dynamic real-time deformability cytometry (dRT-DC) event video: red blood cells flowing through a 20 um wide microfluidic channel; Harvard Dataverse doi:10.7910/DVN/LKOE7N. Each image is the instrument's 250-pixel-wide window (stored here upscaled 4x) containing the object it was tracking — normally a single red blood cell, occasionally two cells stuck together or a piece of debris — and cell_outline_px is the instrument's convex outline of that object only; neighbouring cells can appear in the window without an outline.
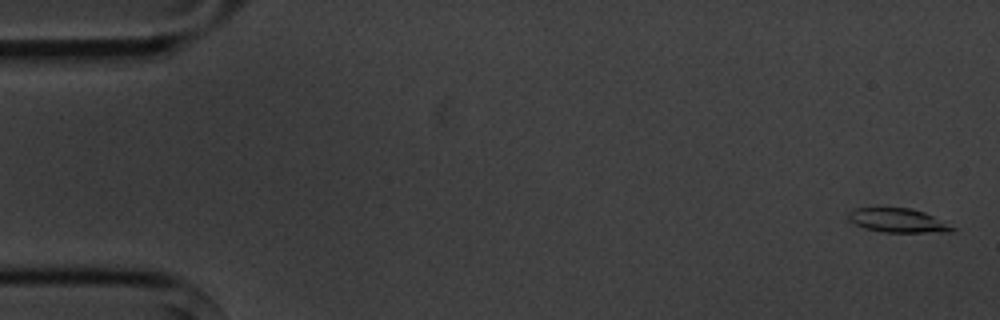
{"species": "common noctule bat (a hibernating species)", "species_latin": "Nyctalus noctula", "temperature_condition": "cold", "stored_images_in_passage": 5, "camera_frame_rate_fps": 3000, "um_per_image_px": 0.085, "animal": {"sex": "male", "body_mass_g": 20.1, "forearm_length_mm": 53.5}, "frame": {"image": 1, "passage_image": 1, "time_ms": 0.0, "image_size_px": [1000, 320], "cell_outline_px": [[956, 228], [952, 232], [884, 232], [864, 228], [848, 220], [848, 212], [856, 208], [912, 208], [924, 212]], "centroid_in_image_um": [76.3, 18.74], "position_along_channel_um": 8.7, "area_um2": 14.39}}
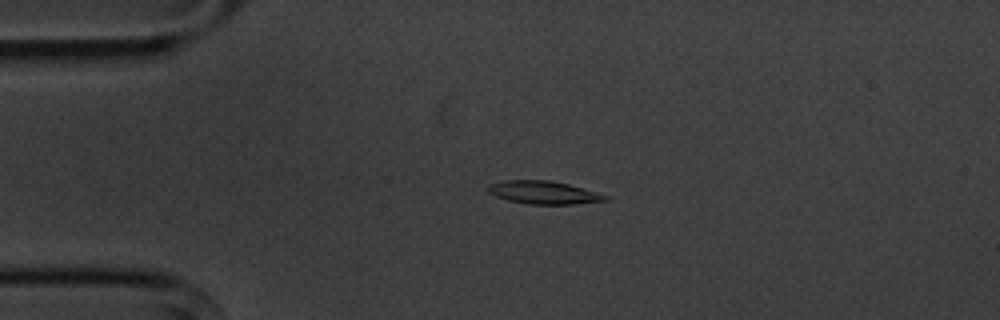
{"frame": {"image": 2, "passage_image": 4, "time_ms": 3.667, "image_size_px": [1000, 320], "cell_outline_px": [[608, 200], [572, 204], [532, 204], [508, 200], [496, 196], [488, 192], [488, 184], [504, 180], [552, 180], [568, 184], [596, 192], [608, 196]], "centroid_in_image_um": [46.18, 16.35], "position_along_channel_um": 38.8, "area_um2": 15.55}}